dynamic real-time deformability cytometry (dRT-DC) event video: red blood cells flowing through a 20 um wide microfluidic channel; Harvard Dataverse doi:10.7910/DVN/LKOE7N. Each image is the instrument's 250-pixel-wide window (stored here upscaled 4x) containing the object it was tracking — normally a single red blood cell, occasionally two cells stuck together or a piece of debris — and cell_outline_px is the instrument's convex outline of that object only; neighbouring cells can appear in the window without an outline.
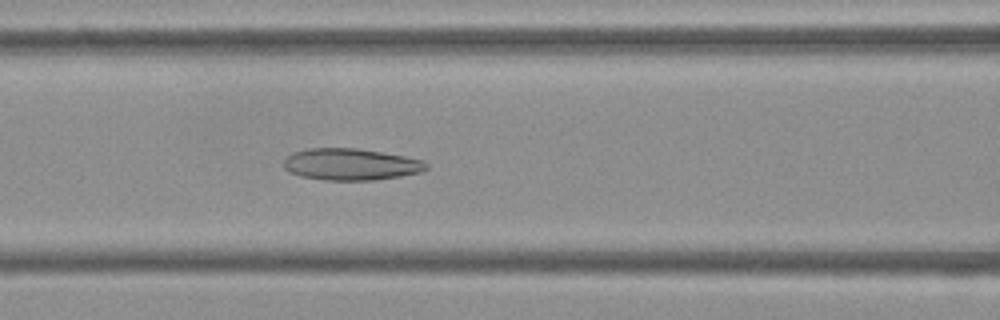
{"species": "Egyptian fruit bat (a non-hibernating species)", "species_latin": "Rousettus aegyptiacus", "temperature_condition": "cold", "stored_images_in_passage": 41, "camera_frame_rate_fps": 3000, "um_per_image_px": 0.085, "frame": {"image": 1, "passage_image": 14, "time_ms": 4.333, "image_size_px": [1000, 320], "cell_outline_px": [[428, 168], [420, 172], [400, 176], [376, 180], [324, 180], [300, 176], [288, 172], [284, 168], [284, 160], [292, 152], [308, 148], [360, 148], [404, 156], [424, 160], [428, 164]], "centroid_in_image_um": [29.81, 13.96], "position_along_channel_um": 136.8, "area_um2": 26.53}}
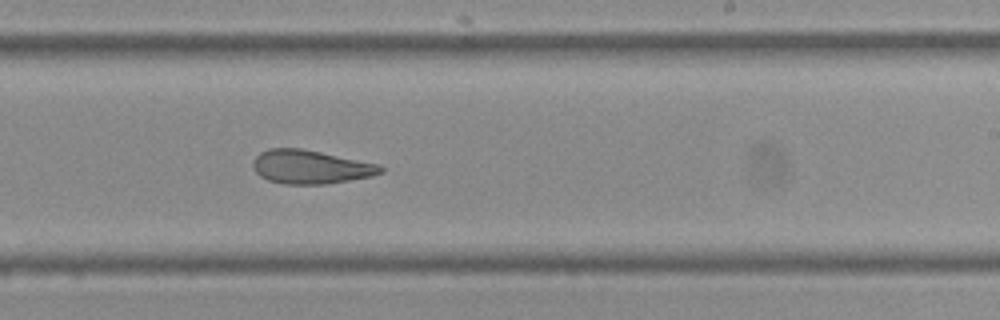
{"frame": {"image": 2, "passage_image": 24, "time_ms": 7.667, "image_size_px": [1000, 320], "cell_outline_px": [[384, 172], [372, 176], [328, 184], [284, 184], [268, 180], [260, 176], [256, 172], [252, 164], [252, 160], [260, 152], [268, 148], [300, 148], [380, 164], [384, 168]], "centroid_in_image_um": [26.4, 14.19], "position_along_channel_um": 262.6, "area_um2": 25.14}}
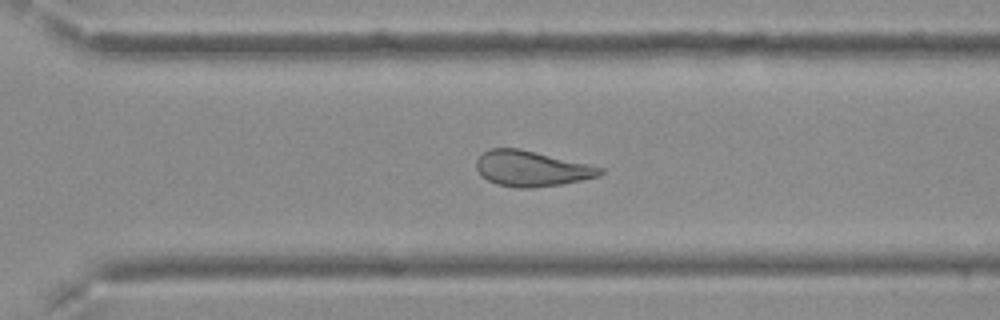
{"frame": {"image": 3, "passage_image": 29, "time_ms": 9.333, "image_size_px": [1000, 320], "cell_outline_px": [[604, 172], [596, 176], [580, 180], [560, 184], [528, 188], [520, 188], [496, 184], [480, 176], [476, 168], [476, 160], [484, 152], [492, 148], [520, 148], [588, 164], [604, 168]], "centroid_in_image_um": [45.14, 14.32], "position_along_channel_um": 325.5, "area_um2": 25.37}, "authors_computed_cell_mechanics": {"area_um2": 26.877, "velocity_mm_per_s": 3.7722, "shape_relaxation_time_tau1_ms": null, "shape_relaxation_time_tau2_ms": 2.9635, "deformation_change_tau1": null, "deformation_change_tau2": 0.1146}}